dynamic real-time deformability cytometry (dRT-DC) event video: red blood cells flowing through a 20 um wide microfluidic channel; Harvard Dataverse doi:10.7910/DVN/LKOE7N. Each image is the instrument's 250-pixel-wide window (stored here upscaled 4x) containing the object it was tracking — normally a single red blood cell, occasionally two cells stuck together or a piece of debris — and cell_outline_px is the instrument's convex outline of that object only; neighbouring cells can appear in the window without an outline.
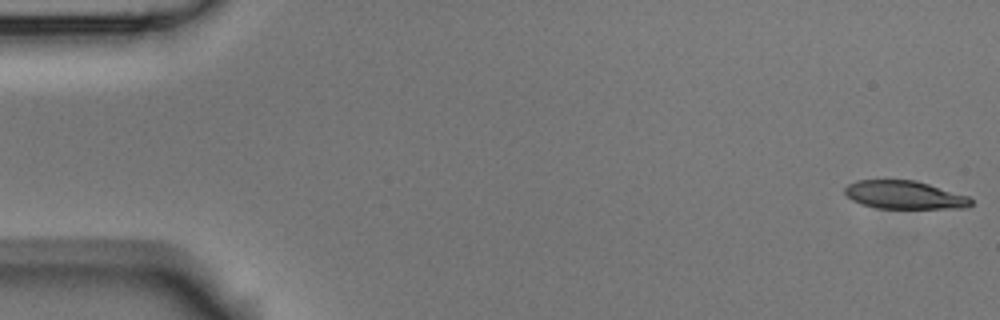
{"species": "Egyptian fruit bat (a non-hibernating species)", "species_latin": "Rousettus aegyptiacus", "temperature_condition": "room temperature", "stored_images_in_passage": 56, "camera_frame_rate_fps": 3000, "um_per_image_px": 0.085, "animal": {"sex": "male"}, "frame": {"image": 1, "passage_image": 1, "time_ms": 0.0, "image_size_px": [1000, 320], "cell_outline_px": [[972, 204], [968, 208], [876, 208], [860, 204], [852, 200], [844, 192], [844, 188], [848, 184], [856, 180], [916, 180], [968, 196], [972, 200]], "centroid_in_image_um": [76.87, 16.57], "position_along_channel_um": 8.1, "area_um2": 20.75}}
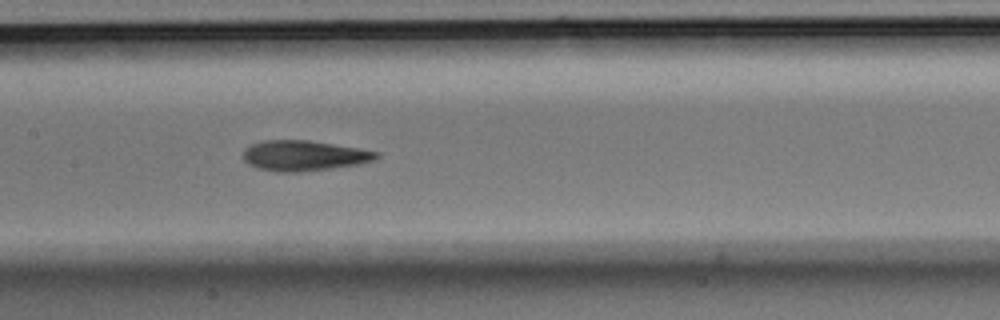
{"frame": {"image": 2, "passage_image": 27, "time_ms": 8.667, "image_size_px": [1000, 320], "cell_outline_px": [[380, 156], [376, 160], [356, 164], [332, 168], [296, 172], [276, 172], [256, 168], [248, 164], [244, 160], [244, 148], [252, 144], [264, 140], [308, 140], [380, 152]], "centroid_in_image_um": [25.81, 13.23], "position_along_channel_um": 181.6, "area_um2": 23.47}}
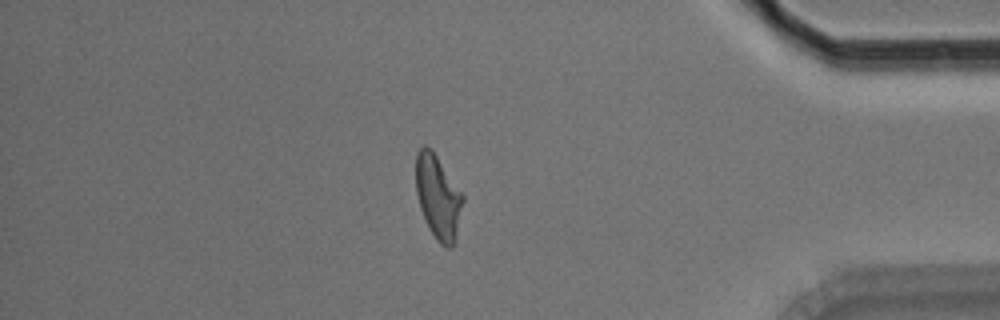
{"frame": {"image": 3, "passage_image": 48, "time_ms": 15.667, "image_size_px": [1000, 320], "cell_outline_px": [[464, 200], [456, 240], [452, 248], [444, 248], [436, 240], [428, 228], [420, 208], [416, 192], [416, 152], [424, 144], [432, 148], [464, 196]], "centroid_in_image_um": [37.24, 16.76], "position_along_channel_um": 398.0, "area_um2": 23.35}, "authors_computed_cell_mechanics": {"area_um2": 23.0622, "velocity_mm_per_s": 3.5788, "shape_relaxation_time_tau1_ms": 5.0315, "shape_relaxation_time_tau2_ms": 2.471, "deformation_change_tau1": 0.2031, "deformation_change_tau2": 0.1063}}